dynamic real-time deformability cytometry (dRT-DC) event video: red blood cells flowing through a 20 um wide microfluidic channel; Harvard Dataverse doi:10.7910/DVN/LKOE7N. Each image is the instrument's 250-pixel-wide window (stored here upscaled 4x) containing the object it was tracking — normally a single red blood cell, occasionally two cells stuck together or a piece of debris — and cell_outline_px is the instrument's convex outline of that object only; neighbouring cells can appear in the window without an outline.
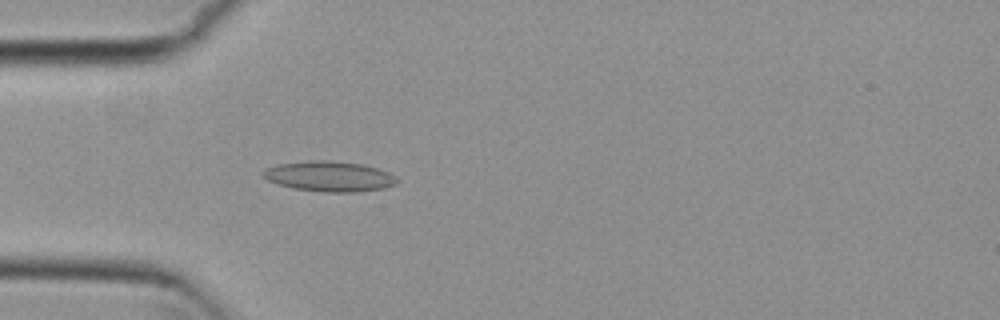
{"species": "common noctule bat (a hibernating species)", "species_latin": "Nyctalus noctula", "temperature_condition": "cold", "stored_images_in_passage": 46, "camera_frame_rate_fps": 3000, "um_per_image_px": 0.085, "animal": {"sex": "female", "body_mass_g": 29.2, "forearm_length_mm": 56.3}, "frame": {"image": 1, "passage_image": 8, "time_ms": 2.333, "image_size_px": [1000, 320], "cell_outline_px": [[396, 184], [384, 188], [356, 192], [324, 192], [292, 188], [276, 184], [268, 180], [264, 176], [264, 168], [276, 164], [308, 160], [328, 160], [360, 164], [376, 168], [388, 172], [396, 176]], "centroid_in_image_um": [27.96, 14.99], "position_along_channel_um": 57.0, "area_um2": 23.64}}
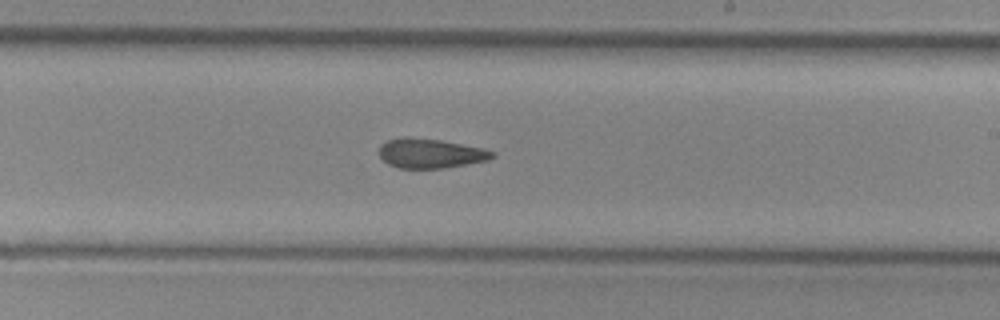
{"frame": {"image": 2, "passage_image": 24, "time_ms": 7.667, "image_size_px": [1000, 320], "cell_outline_px": [[496, 156], [488, 160], [444, 168], [400, 168], [388, 164], [380, 156], [380, 144], [388, 140], [404, 136], [440, 140], [484, 148], [496, 152]], "centroid_in_image_um": [36.61, 13.03], "position_along_channel_um": 252.4, "area_um2": 19.48}}
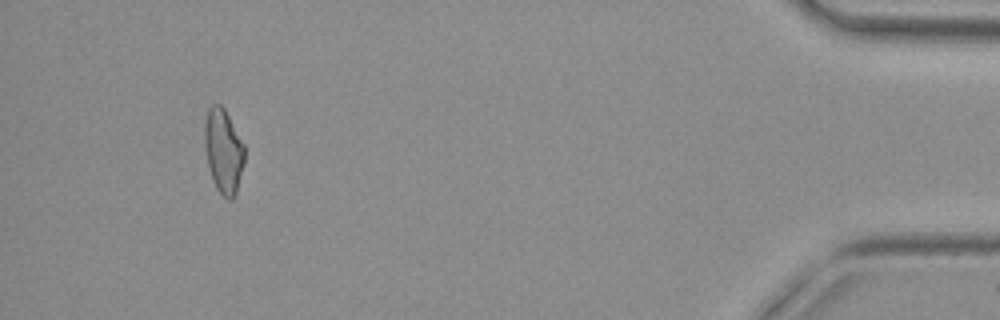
{"frame": {"image": 3, "passage_image": 43, "time_ms": 14.0, "image_size_px": [1000, 320], "cell_outline_px": [[244, 164], [236, 192], [232, 200], [228, 200], [216, 188], [208, 164], [204, 148], [204, 120], [208, 108], [212, 104], [220, 104], [224, 108], [244, 144]], "centroid_in_image_um": [18.98, 12.8], "position_along_channel_um": 416.2, "area_um2": 19.59}, "authors_computed_cell_mechanics": {"area_um2": 20.1722, "velocity_mm_per_s": 3.7441, "shape_relaxation_time_tau1_ms": null, "shape_relaxation_time_tau2_ms": 4.1135, "deformation_change_tau1": null, "deformation_change_tau2": 0.1133}}